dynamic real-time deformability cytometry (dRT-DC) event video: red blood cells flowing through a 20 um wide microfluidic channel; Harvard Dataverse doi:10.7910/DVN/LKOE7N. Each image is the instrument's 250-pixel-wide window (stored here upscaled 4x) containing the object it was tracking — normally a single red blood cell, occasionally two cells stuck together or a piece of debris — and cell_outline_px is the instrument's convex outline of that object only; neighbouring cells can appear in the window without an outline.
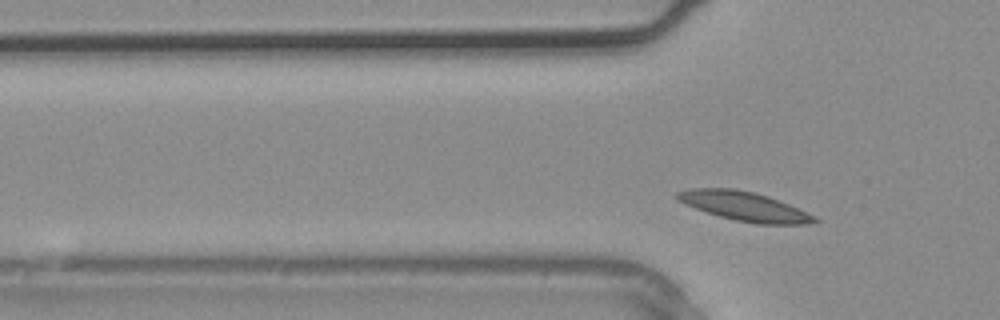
{"species": "common noctule bat (a hibernating species)", "species_latin": "Nyctalus noctula", "temperature_condition": "warm", "stored_images_in_passage": 4, "camera_frame_rate_fps": 3000, "um_per_image_px": 0.085, "animal": {"sex": "male", "body_mass_g": 20.4}, "frame": {"image": 1, "passage_image": 4, "time_ms": 1.0, "image_size_px": [1000, 320], "cell_outline_px": [[820, 220], [808, 224], [756, 224], [736, 220], [720, 216], [684, 204], [676, 200], [672, 196], [676, 192], [688, 188], [732, 188], [756, 192], [768, 196], [788, 204], [816, 216]], "centroid_in_image_um": [63.23, 17.52], "position_along_channel_um": 62.6, "area_um2": 23.41}}